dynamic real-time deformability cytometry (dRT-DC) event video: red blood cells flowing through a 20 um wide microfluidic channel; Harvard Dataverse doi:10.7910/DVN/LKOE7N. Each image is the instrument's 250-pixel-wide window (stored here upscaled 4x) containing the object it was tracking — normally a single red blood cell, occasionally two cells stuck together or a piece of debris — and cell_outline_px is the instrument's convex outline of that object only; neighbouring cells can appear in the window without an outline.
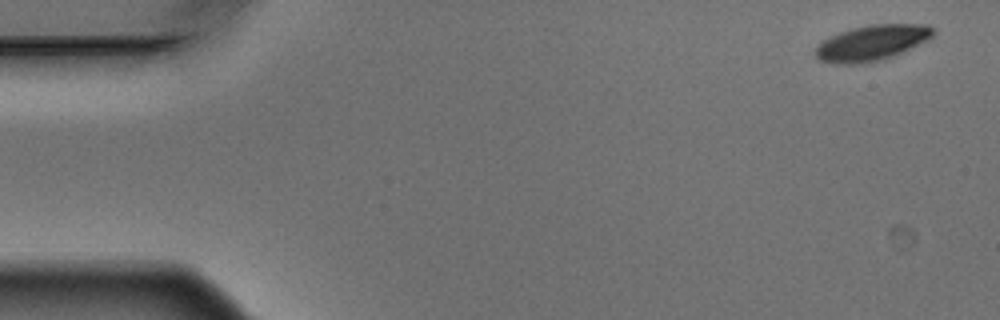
{"species": "Egyptian fruit bat (a non-hibernating species)", "species_latin": "Rousettus aegyptiacus", "temperature_condition": "warm", "stored_images_in_passage": 5, "camera_frame_rate_fps": 3000, "um_per_image_px": 0.085, "animal": {"sex": "male"}, "frame": {"image": 1, "passage_image": 1, "time_ms": 0.0, "image_size_px": [1000, 320], "cell_outline_px": [[936, 32], [928, 40], [892, 56], [880, 60], [856, 64], [836, 64], [820, 60], [816, 56], [816, 48], [824, 40], [840, 32], [852, 28], [872, 24], [928, 24], [936, 28]], "centroid_in_image_um": [74.16, 3.63], "position_along_channel_um": 10.8, "area_um2": 24.16}}